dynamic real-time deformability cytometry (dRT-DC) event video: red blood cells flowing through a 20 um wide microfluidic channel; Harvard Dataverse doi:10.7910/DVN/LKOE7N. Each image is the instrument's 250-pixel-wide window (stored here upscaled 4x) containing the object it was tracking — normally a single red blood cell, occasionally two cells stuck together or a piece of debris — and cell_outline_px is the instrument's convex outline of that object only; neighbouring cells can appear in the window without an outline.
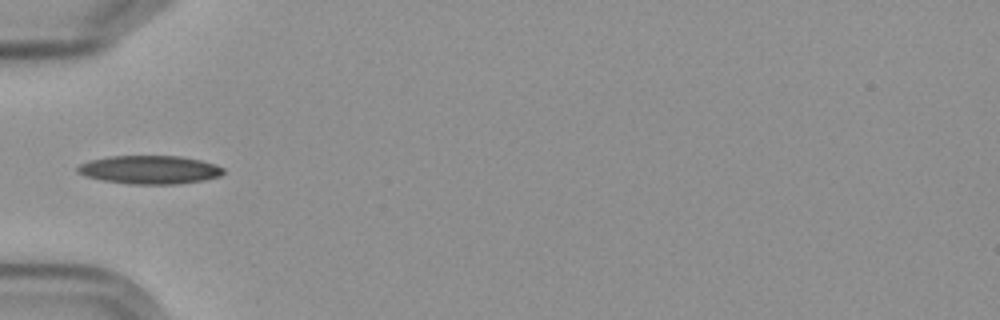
{"species": "Egyptian fruit bat (a non-hibernating species)", "species_latin": "Rousettus aegyptiacus", "temperature_condition": "cold", "stored_images_in_passage": 3, "camera_frame_rate_fps": 3000, "um_per_image_px": 0.085, "frame": {"image": 1, "passage_image": 3, "time_ms": 2.333, "image_size_px": [1000, 320], "cell_outline_px": [[224, 172], [220, 176], [204, 180], [176, 184], [128, 184], [100, 180], [88, 176], [80, 172], [76, 168], [80, 164], [92, 160], [108, 156], [180, 156], [200, 160], [216, 164], [224, 168]], "centroid_in_image_um": [12.76, 14.43], "position_along_channel_um": 72.2, "area_um2": 24.04}}